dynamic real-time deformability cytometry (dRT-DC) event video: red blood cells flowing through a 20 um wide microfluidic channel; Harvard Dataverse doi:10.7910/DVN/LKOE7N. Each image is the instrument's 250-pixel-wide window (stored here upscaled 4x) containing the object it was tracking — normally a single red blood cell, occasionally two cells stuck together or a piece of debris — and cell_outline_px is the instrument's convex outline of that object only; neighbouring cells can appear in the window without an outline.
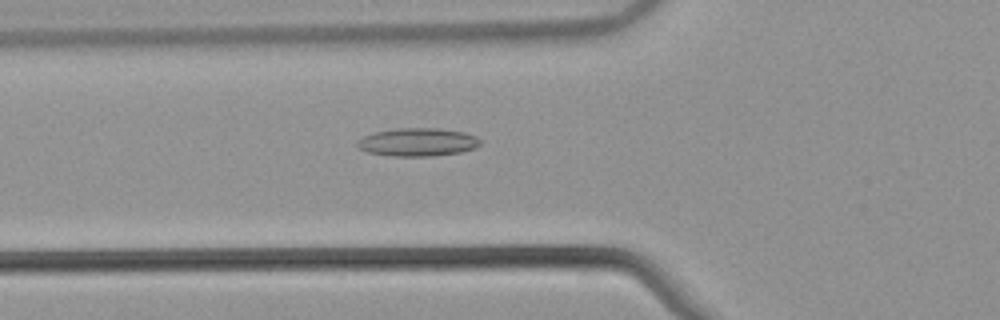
{"species": "common noctule bat (a hibernating species)", "species_latin": "Nyctalus noctula", "temperature_condition": "warm", "stored_images_in_passage": 54, "camera_frame_rate_fps": 3000, "um_per_image_px": 0.085, "animal": {"sex": "male", "body_mass_g": 21.5, "forearm_length_mm": 52.0}, "frame": {"image": 1, "passage_image": 20, "time_ms": 6.333, "image_size_px": [1000, 320], "cell_outline_px": [[480, 144], [472, 148], [460, 152], [432, 156], [392, 156], [368, 152], [360, 148], [356, 144], [356, 140], [364, 136], [376, 132], [396, 128], [440, 128], [464, 132], [476, 136], [480, 140]], "centroid_in_image_um": [35.49, 12.07], "position_along_channel_um": 90.3, "area_um2": 20.06}}
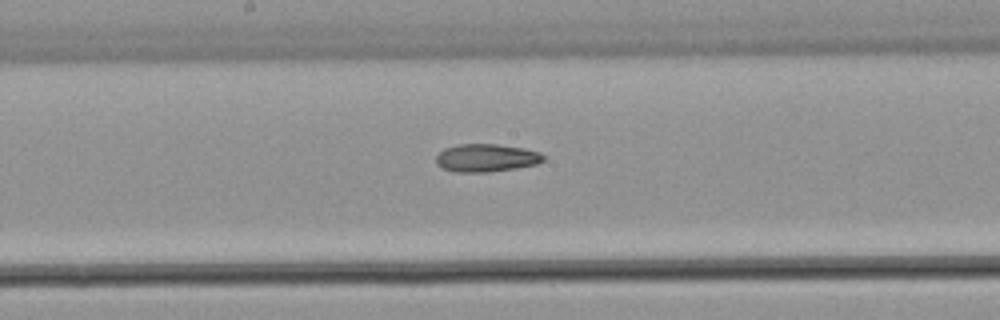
{"frame": {"image": 2, "passage_image": 29, "time_ms": 9.333, "image_size_px": [1000, 320], "cell_outline_px": [[544, 160], [536, 164], [516, 168], [488, 172], [456, 172], [444, 168], [436, 164], [436, 156], [444, 148], [456, 144], [496, 144], [524, 148], [540, 152], [544, 156]], "centroid_in_image_um": [41.32, 13.41], "position_along_channel_um": 206.9, "area_um2": 17.46}}
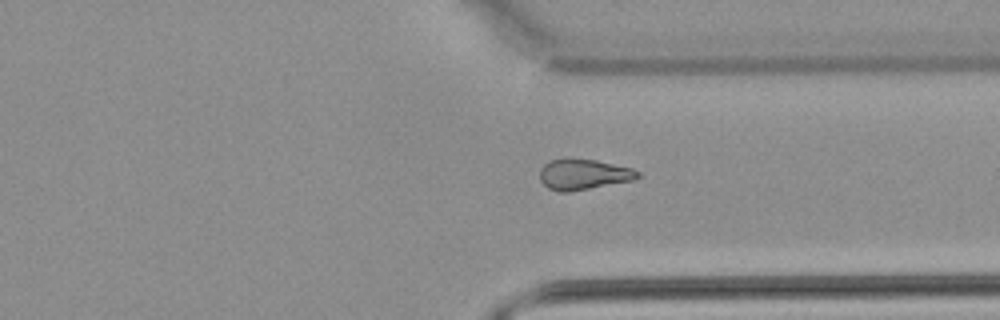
{"frame": {"image": 3, "passage_image": 41, "time_ms": 13.333, "image_size_px": [1000, 320], "cell_outline_px": [[640, 176], [632, 180], [568, 192], [560, 192], [548, 188], [540, 180], [540, 168], [544, 164], [552, 160], [596, 160], [632, 168], [640, 172]], "centroid_in_image_um": [49.59, 14.84], "position_along_channel_um": 361.8, "area_um2": 16.99}, "authors_computed_cell_mechanics": {"area_um2": 18.496, "velocity_mm_per_s": 3.8684, "shape_relaxation_time_tau1_ms": null, "shape_relaxation_time_tau2_ms": 8.5558, "deformation_change_tau1": null, "deformation_change_tau2": 0.1983}}